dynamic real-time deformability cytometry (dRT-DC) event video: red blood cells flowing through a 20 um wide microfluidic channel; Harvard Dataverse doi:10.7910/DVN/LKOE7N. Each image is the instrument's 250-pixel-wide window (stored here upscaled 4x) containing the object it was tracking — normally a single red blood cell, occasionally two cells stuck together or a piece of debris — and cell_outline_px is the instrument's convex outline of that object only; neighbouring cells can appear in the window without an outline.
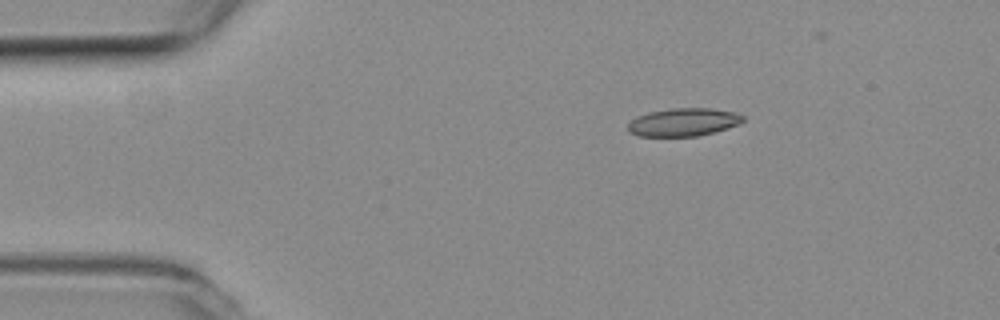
{"species": "common noctule bat (a hibernating species)", "species_latin": "Nyctalus noctula", "temperature_condition": "room temperature", "stored_images_in_passage": 4, "camera_frame_rate_fps": 3000, "um_per_image_px": 0.085, "animal": {"sex": "female", "body_mass_g": 19.3, "forearm_length_mm": 54.1}, "frame": {"image": 1, "passage_image": 1, "time_ms": 0.0, "image_size_px": [1000, 320], "cell_outline_px": [[744, 120], [740, 124], [728, 128], [696, 136], [640, 136], [628, 132], [628, 124], [636, 116], [648, 112], [672, 108], [708, 108], [732, 112], [744, 116]], "centroid_in_image_um": [58.07, 10.38], "position_along_channel_um": 26.9, "area_um2": 18.67}}
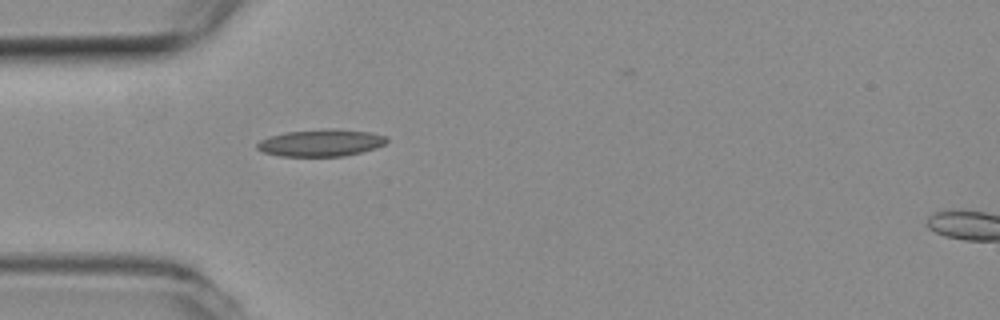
{"frame": {"image": 2, "passage_image": 3, "time_ms": 0.667, "image_size_px": [1000, 320], "cell_outline_px": [[388, 140], [384, 144], [376, 148], [344, 156], [280, 156], [264, 152], [256, 148], [256, 144], [260, 140], [272, 136], [288, 132], [368, 132], [388, 136]], "centroid_in_image_um": [27.26, 12.2], "position_along_channel_um": 57.7, "area_um2": 19.07}}